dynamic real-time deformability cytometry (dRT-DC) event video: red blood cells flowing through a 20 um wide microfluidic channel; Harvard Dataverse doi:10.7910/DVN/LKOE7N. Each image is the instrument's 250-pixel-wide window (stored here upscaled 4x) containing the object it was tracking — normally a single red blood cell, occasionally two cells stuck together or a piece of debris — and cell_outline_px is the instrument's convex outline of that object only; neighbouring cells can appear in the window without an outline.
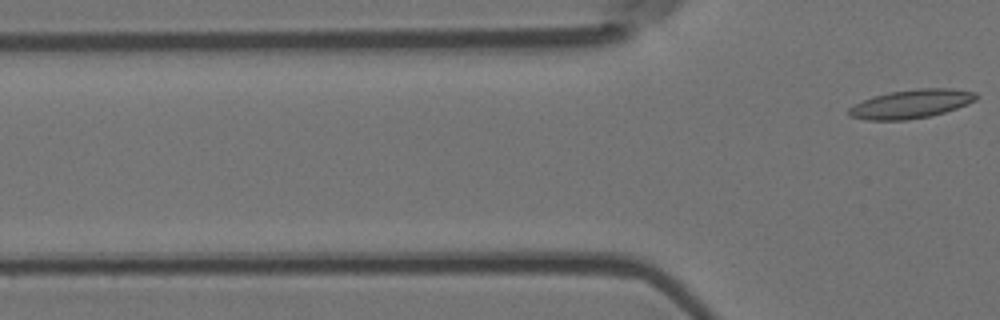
{"species": "Egyptian fruit bat (a non-hibernating species)", "species_latin": "Rousettus aegyptiacus", "temperature_condition": "room temperature", "stored_images_in_passage": 4, "camera_frame_rate_fps": 3000, "um_per_image_px": 0.085, "animal": {"sex": "female"}, "frame": {"image": 1, "passage_image": 4, "time_ms": 1.0, "image_size_px": [1000, 320], "cell_outline_px": [[980, 96], [976, 100], [968, 104], [944, 112], [928, 116], [908, 120], [868, 120], [848, 116], [848, 108], [872, 96], [888, 92], [916, 88], [952, 88], [976, 92]], "centroid_in_image_um": [77.47, 8.82], "position_along_channel_um": 48.3, "area_um2": 21.44}}